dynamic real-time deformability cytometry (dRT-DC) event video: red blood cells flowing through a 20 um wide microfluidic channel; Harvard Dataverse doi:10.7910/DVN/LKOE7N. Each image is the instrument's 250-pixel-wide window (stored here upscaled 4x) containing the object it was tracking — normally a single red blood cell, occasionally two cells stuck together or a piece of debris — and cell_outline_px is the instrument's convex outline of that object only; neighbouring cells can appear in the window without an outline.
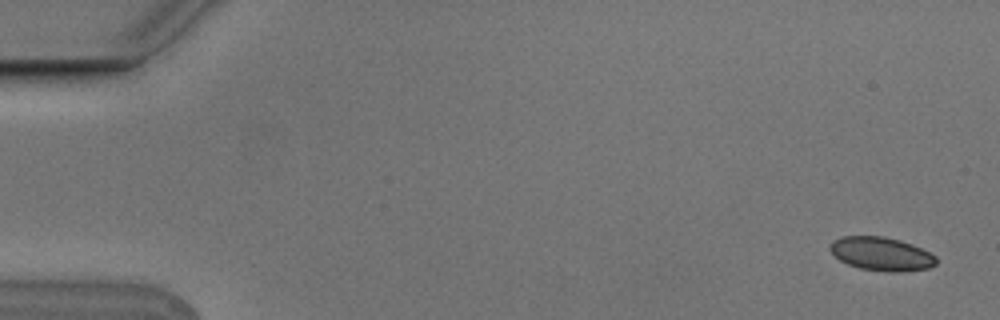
{"species": "Egyptian fruit bat (a non-hibernating species)", "species_latin": "Rousettus aegyptiacus", "temperature_condition": "cold", "stored_images_in_passage": 7, "camera_frame_rate_fps": 3000, "um_per_image_px": 0.085, "animal": {"sex": "male"}, "frame": {"image": 1, "passage_image": 1, "time_ms": 0.0, "image_size_px": [1000, 320], "cell_outline_px": [[936, 264], [928, 268], [900, 272], [888, 272], [860, 268], [848, 264], [840, 260], [828, 248], [832, 240], [840, 236], [884, 236], [900, 240], [912, 244], [936, 256]], "centroid_in_image_um": [74.89, 21.57], "position_along_channel_um": 10.1, "area_um2": 20.75}}
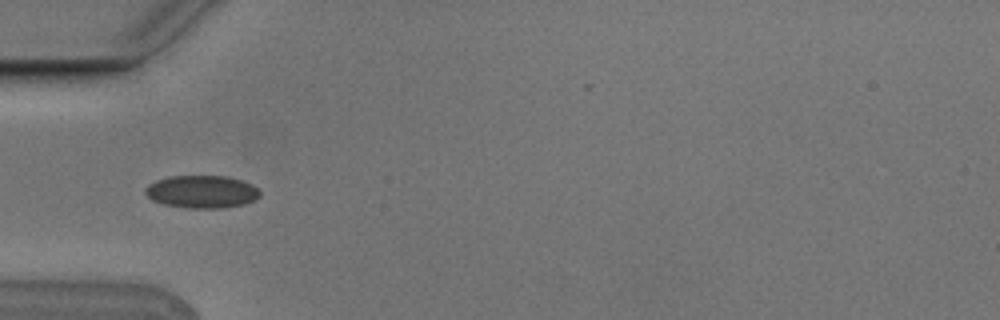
{"frame": {"image": 2, "passage_image": 5, "time_ms": 1.333, "image_size_px": [1000, 320], "cell_outline_px": [[260, 196], [256, 200], [244, 204], [224, 208], [184, 208], [164, 204], [152, 200], [144, 192], [144, 188], [148, 184], [156, 180], [172, 176], [228, 176], [252, 184], [260, 192]], "centroid_in_image_um": [17.15, 16.3], "position_along_channel_um": 67.9, "area_um2": 21.96}}
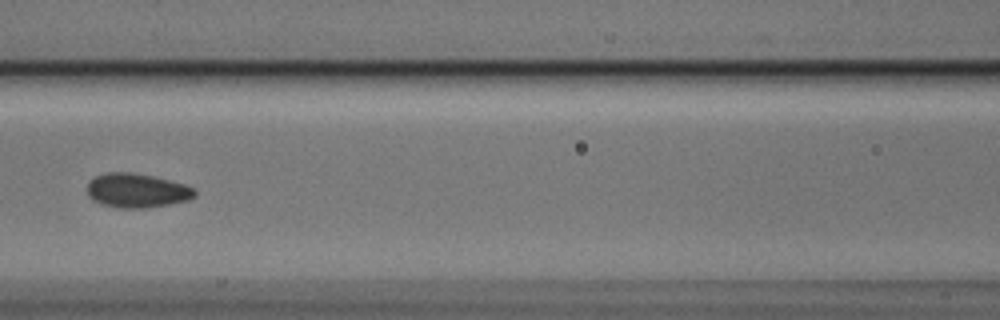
{"frame": {"image": 3, "passage_image": 7, "time_ms": 2.0, "image_size_px": [1000, 320], "cell_outline_px": [[196, 196], [188, 200], [148, 208], [120, 208], [100, 204], [92, 200], [88, 196], [88, 180], [96, 176], [108, 172], [128, 172], [152, 176], [184, 184], [192, 188], [196, 192]], "centroid_in_image_um": [11.6, 16.2], "position_along_channel_um": 155.0, "area_um2": 21.39}}